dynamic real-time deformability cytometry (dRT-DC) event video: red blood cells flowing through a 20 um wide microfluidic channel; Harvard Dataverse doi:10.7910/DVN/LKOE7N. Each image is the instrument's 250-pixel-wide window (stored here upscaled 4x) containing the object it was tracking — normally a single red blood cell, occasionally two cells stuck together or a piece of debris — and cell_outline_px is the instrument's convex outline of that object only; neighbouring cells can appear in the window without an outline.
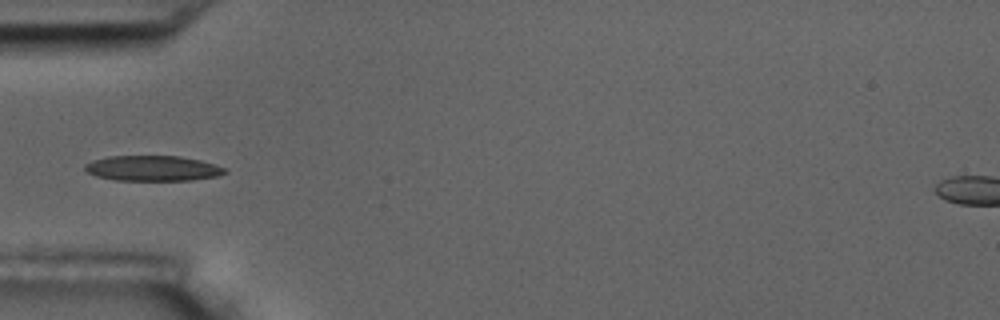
{"species": "common noctule bat (a hibernating species)", "species_latin": "Nyctalus noctula", "temperature_condition": "room temperature", "stored_images_in_passage": 10, "camera_frame_rate_fps": 3000, "um_per_image_px": 0.085, "animal": {"sex": "male", "body_mass_g": 17.5, "forearm_length_mm": 52.3}, "frame": {"image": 1, "passage_image": 5, "time_ms": 5.333, "image_size_px": [1000, 320], "cell_outline_px": [[228, 172], [220, 176], [192, 180], [116, 180], [96, 176], [88, 172], [84, 168], [84, 164], [92, 160], [108, 156], [180, 156], [200, 160], [228, 168]], "centroid_in_image_um": [13.02, 14.3], "position_along_channel_um": 72.0, "area_um2": 20.81}}
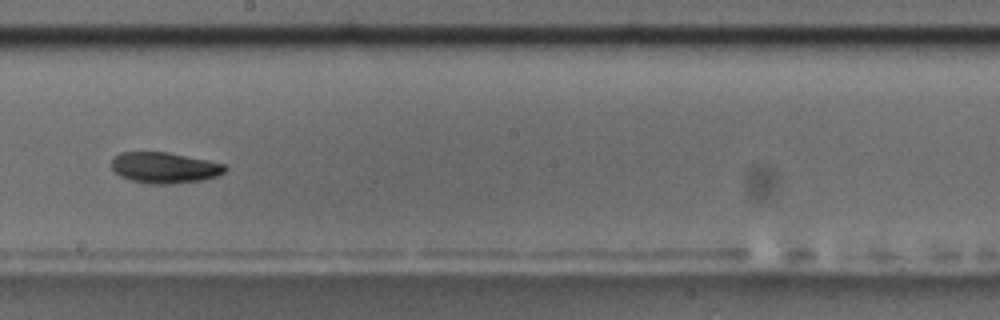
{"frame": {"image": 2, "passage_image": 9, "time_ms": 10.0, "image_size_px": [1000, 320], "cell_outline_px": [[228, 168], [220, 176], [204, 180], [172, 184], [148, 184], [132, 180], [120, 176], [112, 168], [112, 160], [120, 152], [168, 152], [208, 160], [224, 164]], "centroid_in_image_um": [14.03, 14.26], "position_along_channel_um": 234.2, "area_um2": 20.58}}
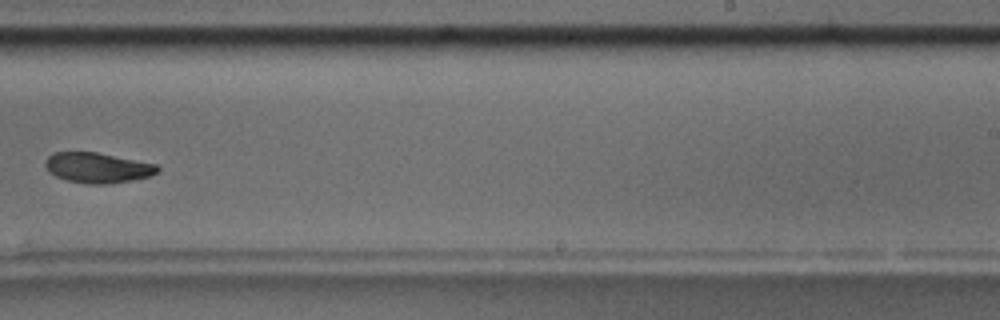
{"frame": {"image": 3, "passage_image": 10, "time_ms": 11.333, "image_size_px": [1000, 320], "cell_outline_px": [[160, 172], [148, 176], [132, 180], [104, 184], [88, 184], [68, 180], [56, 176], [48, 172], [44, 164], [44, 160], [52, 152], [96, 152], [156, 164], [160, 168]], "centroid_in_image_um": [8.26, 14.25], "position_along_channel_um": 280.7, "area_um2": 19.77}}